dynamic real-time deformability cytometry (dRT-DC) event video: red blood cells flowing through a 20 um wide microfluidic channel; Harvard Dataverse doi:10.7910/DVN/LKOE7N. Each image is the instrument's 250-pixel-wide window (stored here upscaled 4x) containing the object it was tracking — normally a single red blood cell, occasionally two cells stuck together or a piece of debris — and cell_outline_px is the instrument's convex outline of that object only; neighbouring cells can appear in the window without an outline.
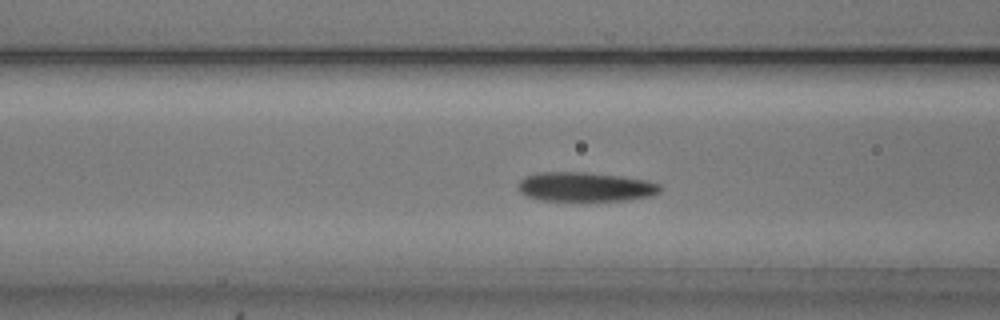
{"species": "common noctule bat (a hibernating species)", "species_latin": "Nyctalus noctula", "temperature_condition": "cold", "stored_images_in_passage": 54, "camera_frame_rate_fps": 3000, "um_per_image_px": 0.085, "animal": {"sex": "male", "body_mass_g": 20.5, "forearm_length_mm": 52.5}, "frame": {"image": 1, "passage_image": 21, "time_ms": 6.667, "image_size_px": [1000, 320], "cell_outline_px": [[664, 188], [660, 192], [652, 196], [624, 200], [540, 200], [528, 196], [520, 192], [520, 180], [524, 176], [536, 172], [588, 172], [620, 176], [648, 180], [660, 184]], "centroid_in_image_um": [49.8, 15.87], "position_along_channel_um": 116.8, "area_um2": 24.28}}
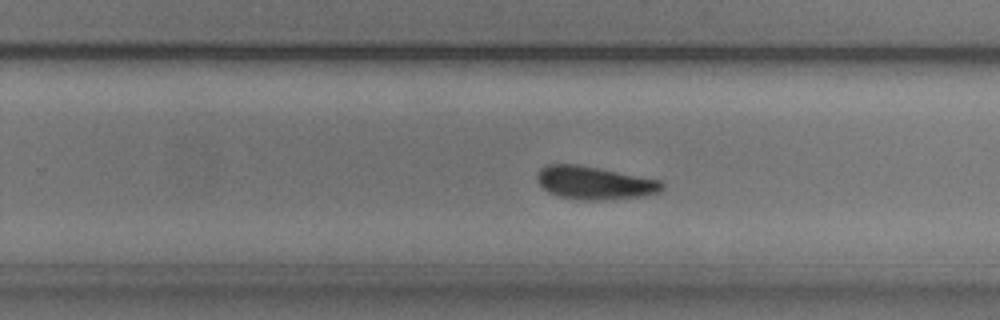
{"frame": {"image": 2, "passage_image": 34, "time_ms": 11.0, "image_size_px": [1000, 320], "cell_outline_px": [[664, 188], [660, 192], [640, 196], [600, 200], [580, 200], [556, 196], [548, 192], [536, 180], [536, 176], [540, 168], [548, 164], [576, 164], [660, 180], [664, 184]], "centroid_in_image_um": [50.49, 15.55], "position_along_channel_um": 279.3, "area_um2": 23.93}}
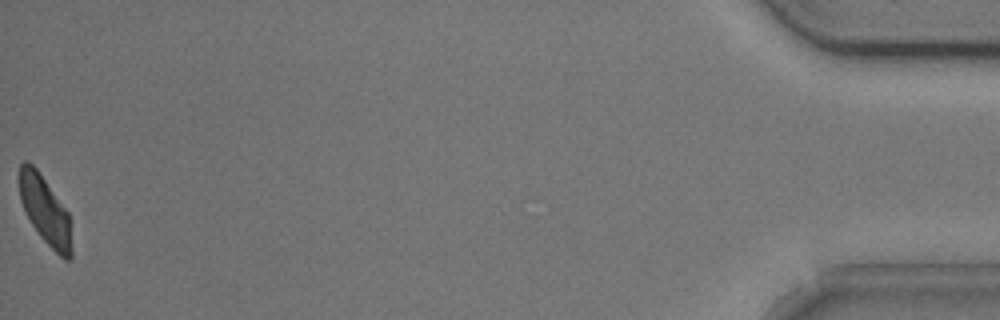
{"frame": {"image": 3, "passage_image": 54, "time_ms": 17.667, "image_size_px": [1000, 320], "cell_outline_px": [[72, 260], [64, 260], [40, 236], [32, 224], [20, 200], [20, 164], [24, 160], [28, 160], [36, 168], [68, 212], [72, 248]], "centroid_in_image_um": [3.85, 17.9], "position_along_channel_um": 431.3, "area_um2": 20.35}, "authors_computed_cell_mechanics": {"area_um2": 23.4379, "velocity_mm_per_s": 3.7594, "shape_relaxation_time_tau1_ms": 2.456, "shape_relaxation_time_tau2_ms": 3.8585, "deformation_change_tau1": 0.1308, "deformation_change_tau2": 0.1184}}